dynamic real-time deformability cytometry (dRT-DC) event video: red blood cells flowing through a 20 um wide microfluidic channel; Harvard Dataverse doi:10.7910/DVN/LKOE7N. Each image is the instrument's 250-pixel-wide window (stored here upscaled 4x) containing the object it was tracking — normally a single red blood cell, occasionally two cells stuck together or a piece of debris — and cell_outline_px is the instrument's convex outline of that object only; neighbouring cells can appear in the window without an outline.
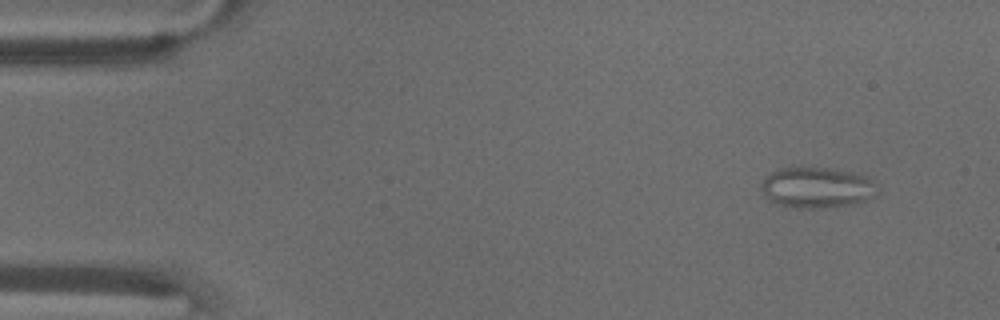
{"species": "common noctule bat (a hibernating species)", "species_latin": "Nyctalus noctula", "temperature_condition": "warm", "stored_images_in_passage": 52, "camera_frame_rate_fps": 3000, "um_per_image_px": 0.085, "animal": {"sex": "male", "body_mass_g": 18.8}, "frame": {"image": 1, "passage_image": 3, "time_ms": 0.667, "image_size_px": [1000, 320], "cell_outline_px": [[880, 192], [876, 196], [856, 204], [824, 208], [796, 208], [780, 204], [768, 200], [764, 196], [760, 188], [760, 184], [764, 176], [780, 168], [828, 168], [852, 172], [872, 176]], "centroid_in_image_um": [69.49, 15.95], "position_along_channel_um": 15.5, "area_um2": 28.21}}
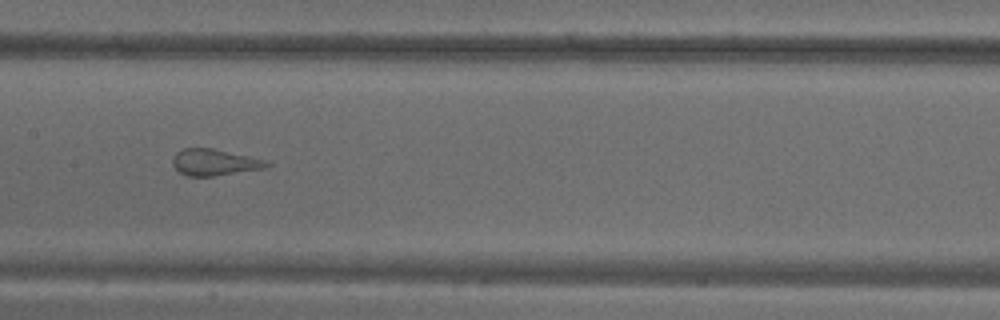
{"frame": {"image": 2, "passage_image": 25, "time_ms": 8.0, "image_size_px": [1000, 320], "cell_outline_px": [[272, 164], [268, 168], [212, 176], [188, 176], [180, 172], [172, 164], [172, 160], [176, 152], [184, 148], [212, 148], [268, 160]], "centroid_in_image_um": [18.28, 13.79], "position_along_channel_um": 189.1, "area_um2": 14.57}}
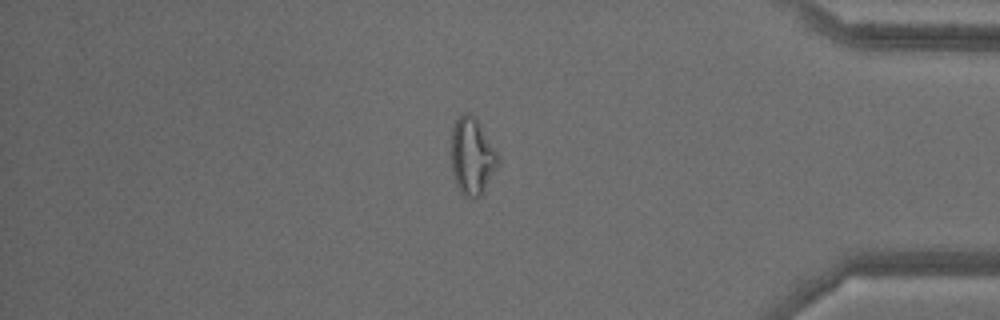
{"frame": {"image": 3, "passage_image": 44, "time_ms": 14.333, "image_size_px": [1000, 320], "cell_outline_px": [[500, 164], [480, 196], [476, 200], [464, 196], [460, 192], [452, 172], [452, 128], [456, 120], [464, 112], [468, 112], [476, 116], [496, 152], [500, 160]], "centroid_in_image_um": [40.14, 13.29], "position_along_channel_um": 395.1, "area_um2": 21.04}}